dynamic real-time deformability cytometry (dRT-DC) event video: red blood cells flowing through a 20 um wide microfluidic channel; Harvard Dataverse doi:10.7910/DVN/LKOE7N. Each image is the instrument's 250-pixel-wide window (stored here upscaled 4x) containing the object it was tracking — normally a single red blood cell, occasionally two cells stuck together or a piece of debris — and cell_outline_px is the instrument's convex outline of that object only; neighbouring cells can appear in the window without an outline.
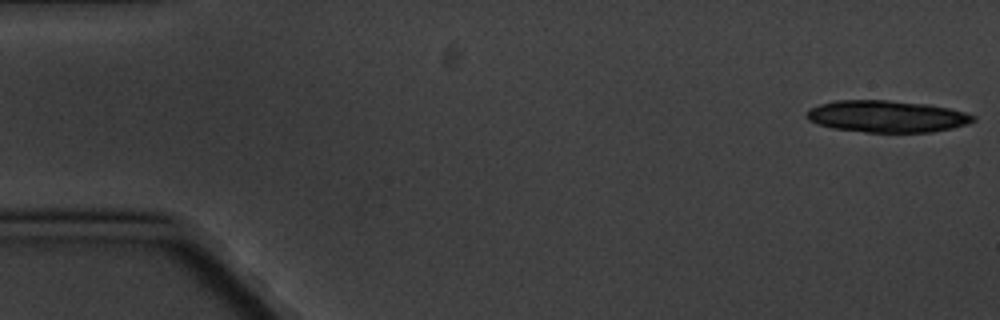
{"species": "common noctule bat (a hibernating species)", "species_latin": "Nyctalus noctula", "temperature_condition": "cold", "stored_images_in_passage": 11, "camera_frame_rate_fps": 3000, "um_per_image_px": 0.085, "animal": {"sex": "male", "body_mass_g": 20.1, "forearm_length_mm": 53.5}, "frame": {"image": 1, "passage_image": 1, "time_ms": 0.0, "image_size_px": [1000, 320], "cell_outline_px": [[976, 120], [968, 124], [952, 128], [932, 132], [864, 132], [832, 128], [816, 124], [808, 120], [804, 116], [804, 112], [808, 108], [820, 104], [836, 100], [888, 100], [924, 104], [948, 108], [964, 112], [976, 116]], "centroid_in_image_um": [75.32, 9.89], "position_along_channel_um": 9.7, "area_um2": 31.1}}